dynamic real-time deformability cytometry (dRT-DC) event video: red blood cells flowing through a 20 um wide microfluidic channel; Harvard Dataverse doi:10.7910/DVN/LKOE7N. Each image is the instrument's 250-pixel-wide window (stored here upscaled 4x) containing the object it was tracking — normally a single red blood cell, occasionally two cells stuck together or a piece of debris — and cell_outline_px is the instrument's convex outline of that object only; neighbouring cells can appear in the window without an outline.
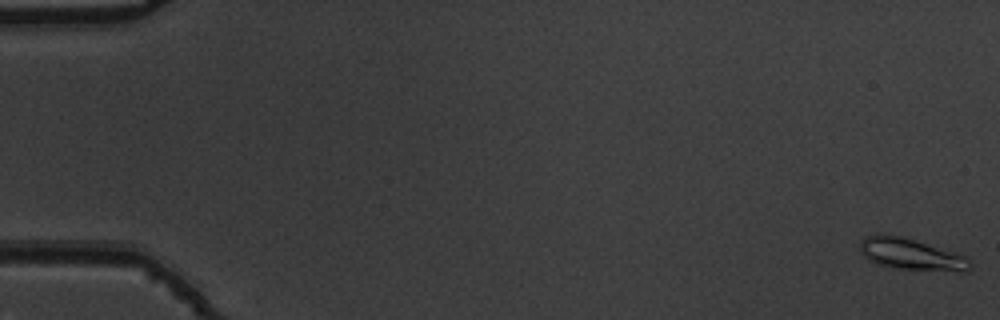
{"species": "common noctule bat (a hibernating species)", "species_latin": "Nyctalus noctula", "temperature_condition": "warm", "stored_images_in_passage": 56, "segment_of_instrument_passage": [1, 2], "camera_frame_rate_fps": 3000, "um_per_image_px": 0.085, "animal": {"sex": "male", "body_mass_g": 19.5, "forearm_length_mm": 54.6}, "frame": {"image": 1, "passage_image": 1, "time_ms": 0.0, "image_size_px": [1000, 320], "cell_outline_px": [[972, 268], [968, 272], [964, 272], [900, 268], [876, 264], [868, 260], [860, 252], [860, 240], [864, 236], [880, 232], [904, 236], [968, 256], [972, 264]], "centroid_in_image_um": [77.46, 21.58], "position_along_channel_um": 7.5, "area_um2": 20.81}}
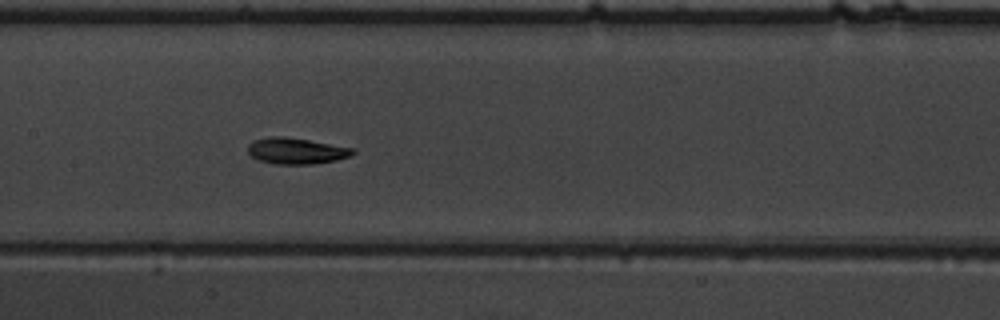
{"frame": {"image": 2, "passage_image": 28, "time_ms": 9.0, "image_size_px": [1000, 320], "cell_outline_px": [[356, 152], [352, 156], [336, 160], [316, 164], [276, 164], [260, 160], [252, 156], [248, 152], [248, 144], [252, 140], [268, 136], [284, 136], [356, 148]], "centroid_in_image_um": [25.21, 12.82], "position_along_channel_um": 182.2, "area_um2": 16.18}}
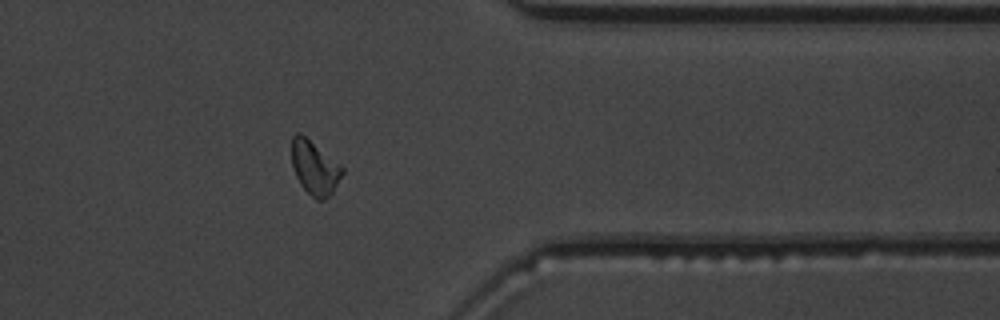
{"frame": {"image": 3, "passage_image": 45, "time_ms": 14.667, "image_size_px": [1000, 320], "cell_outline_px": [[344, 172], [332, 192], [324, 200], [316, 200], [300, 184], [296, 176], [292, 164], [292, 136], [296, 132], [300, 132], [340, 164], [344, 168]], "centroid_in_image_um": [26.74, 14.25], "position_along_channel_um": 384.7, "area_um2": 15.72}}